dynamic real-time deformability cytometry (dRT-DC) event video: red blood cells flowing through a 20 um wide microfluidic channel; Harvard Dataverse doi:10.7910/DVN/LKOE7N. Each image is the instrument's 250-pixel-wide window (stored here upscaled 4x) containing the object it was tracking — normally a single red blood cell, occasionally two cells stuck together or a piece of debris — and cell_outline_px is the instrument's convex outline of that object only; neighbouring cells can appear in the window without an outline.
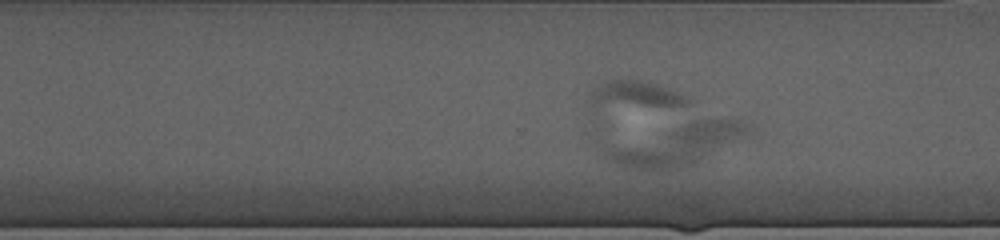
{"species": "human", "species_latin": "Homo sapiens", "temperature_condition": "cold", "stored_images_in_passage": 37, "camera_frame_rate_fps": 3000, "um_per_image_px": 0.085, "donor": {"sex": "male"}, "frame": {"image": 1, "passage_image": 23, "time_ms": 7.333, "image_size_px": [1000, 240], "cell_outline_px": [[748, 132], [696, 164], [688, 168], [668, 172], [656, 172], [624, 168], [608, 160], [604, 156], [592, 140], [592, 132], [724, 116], [740, 120], [748, 124]], "centroid_in_image_um": [56.81, 12.17], "position_along_channel_um": 313.8, "area_um2": 41.38}}
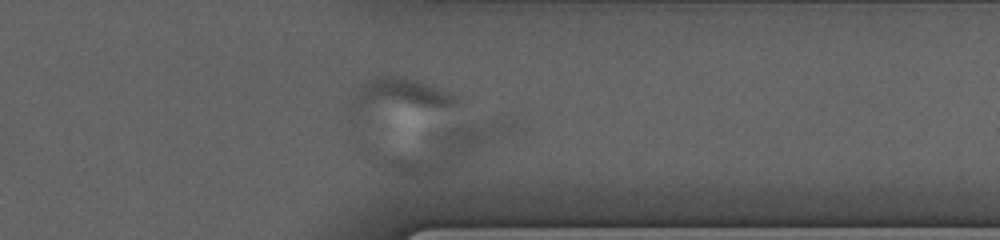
{"frame": {"image": 2, "passage_image": 28, "time_ms": 9.0, "image_size_px": [1000, 240], "cell_outline_px": [[512, 128], [504, 136], [464, 168], [452, 172], [436, 176], [400, 176], [372, 164], [364, 152], [460, 120], [504, 116], [512, 124]], "centroid_in_image_um": [37.46, 12.56], "position_along_channel_um": 373.9, "area_um2": 36.93}}